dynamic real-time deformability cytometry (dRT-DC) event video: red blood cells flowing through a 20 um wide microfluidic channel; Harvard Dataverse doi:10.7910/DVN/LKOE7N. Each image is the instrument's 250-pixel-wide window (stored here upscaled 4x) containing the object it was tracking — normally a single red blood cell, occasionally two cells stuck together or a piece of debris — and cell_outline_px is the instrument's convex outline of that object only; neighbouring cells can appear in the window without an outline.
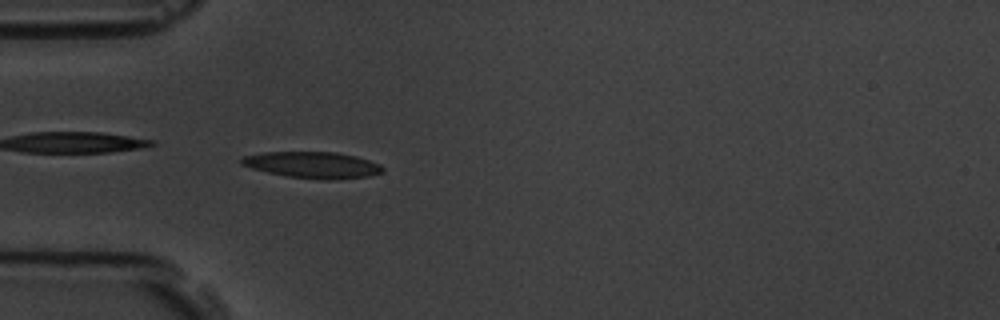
{"species": "common noctule bat (a hibernating species)", "species_latin": "Nyctalus noctula", "temperature_condition": "room temperature", "stored_images_in_passage": 5, "camera_frame_rate_fps": 3000, "um_per_image_px": 0.085, "animal": {"sex": "male", "body_mass_g": 19.5, "forearm_length_mm": 54.6}, "frame": {"image": 1, "passage_image": 5, "time_ms": 5.333, "image_size_px": [1000, 320], "cell_outline_px": [[384, 172], [368, 176], [324, 180], [288, 176], [268, 172], [252, 168], [240, 164], [240, 160], [244, 156], [264, 152], [336, 152], [356, 156], [380, 164], [384, 168]], "centroid_in_image_um": [26.59, 14.01], "position_along_channel_um": 58.4, "area_um2": 21.5}}